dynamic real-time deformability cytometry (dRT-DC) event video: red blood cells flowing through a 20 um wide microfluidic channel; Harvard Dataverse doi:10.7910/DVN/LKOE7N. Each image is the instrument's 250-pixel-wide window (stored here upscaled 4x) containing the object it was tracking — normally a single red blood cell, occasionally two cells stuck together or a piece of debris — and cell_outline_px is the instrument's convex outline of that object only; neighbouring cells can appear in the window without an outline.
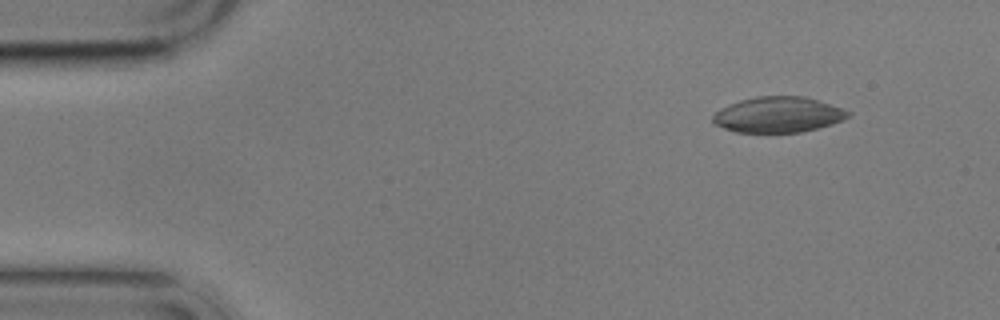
{"species": "common noctule bat (a hibernating species)", "species_latin": "Nyctalus noctula", "temperature_condition": "cold", "stored_images_in_passage": 5, "camera_frame_rate_fps": 3000, "um_per_image_px": 0.085, "animal": {"sex": "male", "body_mass_g": 17.9}, "frame": {"image": 1, "passage_image": 1, "time_ms": 0.0, "image_size_px": [1000, 320], "cell_outline_px": [[852, 112], [844, 120], [832, 124], [800, 132], [736, 132], [712, 124], [712, 116], [720, 108], [728, 104], [740, 100], [756, 96], [804, 96]], "centroid_in_image_um": [66.09, 9.75], "position_along_channel_um": 18.9, "area_um2": 27.98}}
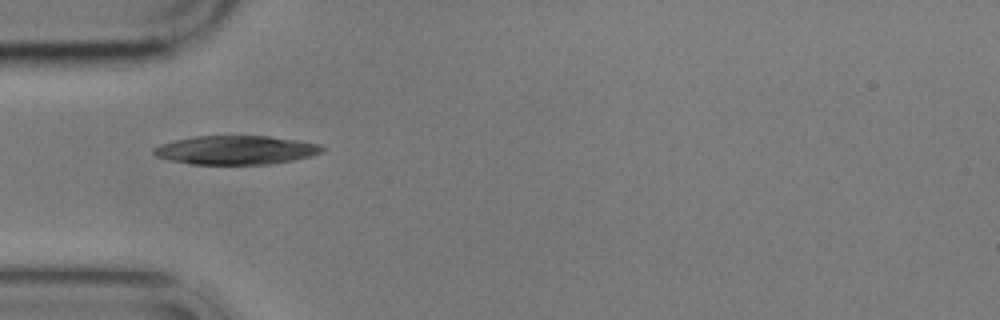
{"frame": {"image": 2, "passage_image": 4, "time_ms": 3.667, "image_size_px": [1000, 320], "cell_outline_px": [[324, 152], [292, 160], [272, 164], [192, 164], [168, 160], [156, 156], [152, 152], [152, 148], [160, 144], [192, 136], [268, 136], [296, 140], [320, 144], [324, 148]], "centroid_in_image_um": [20.02, 12.75], "position_along_channel_um": 65.0, "area_um2": 28.26}}